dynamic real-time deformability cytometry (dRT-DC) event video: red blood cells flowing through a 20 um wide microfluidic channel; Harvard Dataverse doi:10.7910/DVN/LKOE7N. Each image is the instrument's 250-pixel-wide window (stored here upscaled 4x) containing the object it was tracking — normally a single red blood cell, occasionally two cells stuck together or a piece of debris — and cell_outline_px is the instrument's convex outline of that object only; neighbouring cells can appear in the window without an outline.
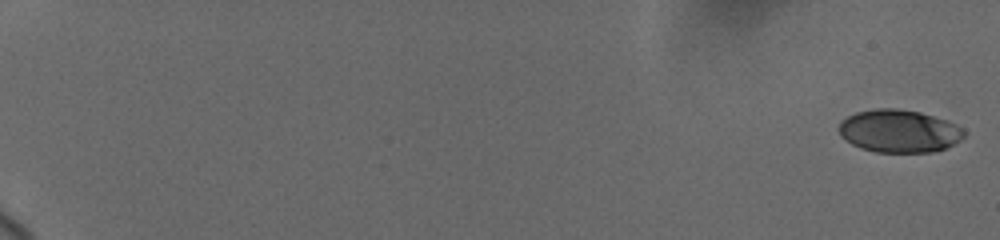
{"species": "human", "species_latin": "Homo sapiens", "temperature_condition": "cold", "stored_images_in_passage": 19, "camera_frame_rate_fps": 3000, "um_per_image_px": 0.085, "donor": {"sex": "female"}, "frame": {"image": 1, "passage_image": 1, "time_ms": 0.0, "image_size_px": [1000, 240], "cell_outline_px": [[964, 136], [960, 140], [944, 148], [932, 152], [876, 152], [860, 148], [852, 144], [840, 136], [836, 128], [840, 120], [856, 112], [876, 108], [896, 108], [920, 112], [948, 120], [964, 128]], "centroid_in_image_um": [76.38, 11.13], "position_along_channel_um": 8.6, "area_um2": 31.5}}
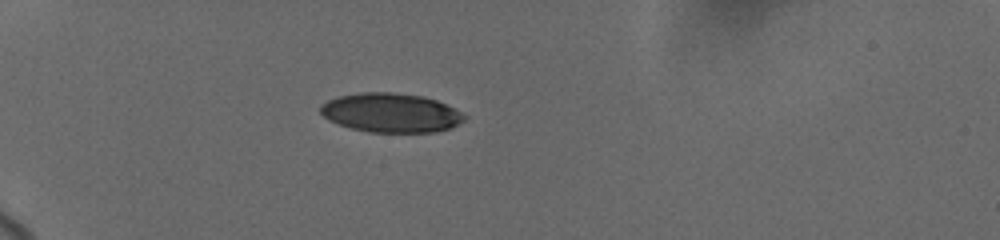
{"frame": {"image": 2, "passage_image": 14, "time_ms": 6.333, "image_size_px": [1000, 240], "cell_outline_px": [[468, 116], [464, 120], [452, 128], [432, 132], [368, 132], [352, 128], [328, 120], [320, 112], [320, 104], [328, 100], [340, 96], [360, 92], [392, 92], [424, 96], [436, 100]], "centroid_in_image_um": [33.22, 9.58], "position_along_channel_um": 51.8, "area_um2": 32.77}}
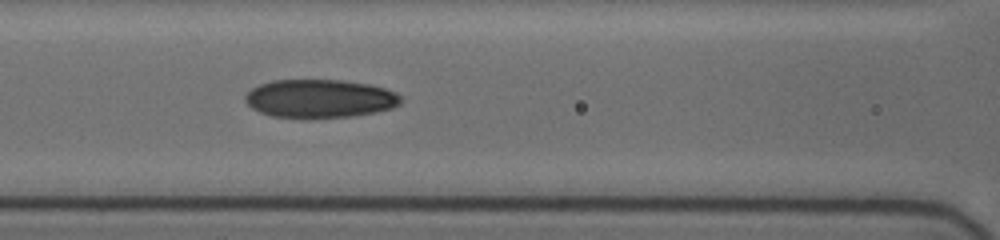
{"frame": {"image": 3, "passage_image": 19, "time_ms": 9.667, "image_size_px": [1000, 240], "cell_outline_px": [[404, 100], [400, 104], [392, 108], [376, 112], [352, 116], [308, 120], [272, 116], [260, 112], [252, 108], [244, 100], [244, 96], [252, 88], [260, 84], [272, 80], [340, 80], [368, 84], [384, 88], [396, 92], [404, 96]], "centroid_in_image_um": [27.2, 8.41], "position_along_channel_um": 139.4, "area_um2": 35.55}}